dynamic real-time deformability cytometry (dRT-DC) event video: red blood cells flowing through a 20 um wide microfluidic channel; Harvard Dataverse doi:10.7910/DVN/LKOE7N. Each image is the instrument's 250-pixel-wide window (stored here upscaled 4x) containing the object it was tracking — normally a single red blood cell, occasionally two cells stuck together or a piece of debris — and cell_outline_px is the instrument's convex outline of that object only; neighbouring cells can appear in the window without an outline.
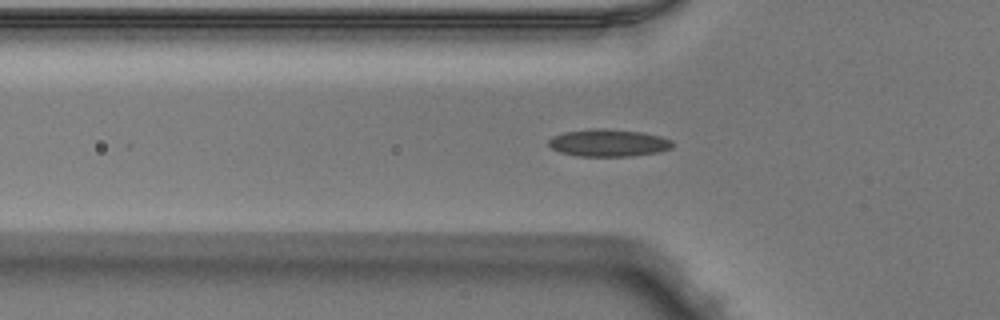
{"species": "Egyptian fruit bat (a non-hibernating species)", "species_latin": "Rousettus aegyptiacus", "temperature_condition": "warm", "stored_images_in_passage": 51, "camera_frame_rate_fps": 3000, "um_per_image_px": 0.085, "animal": {"sex": "male"}, "frame": {"image": 1, "passage_image": 17, "time_ms": 5.333, "image_size_px": [1000, 320], "cell_outline_px": [[672, 148], [656, 152], [632, 156], [580, 156], [560, 152], [552, 148], [548, 144], [548, 140], [552, 136], [564, 132], [604, 128], [640, 132], [660, 136], [672, 140]], "centroid_in_image_um": [51.71, 12.15], "position_along_channel_um": 74.1, "area_um2": 19.48}}
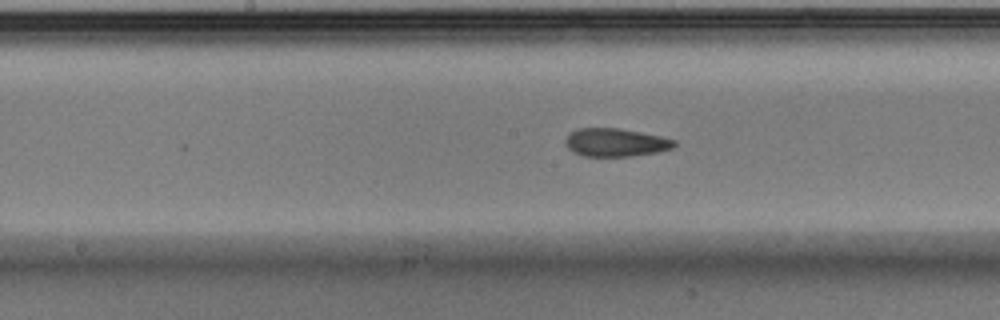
{"frame": {"image": 2, "passage_image": 26, "time_ms": 8.333, "image_size_px": [1000, 320], "cell_outline_px": [[676, 144], [672, 148], [656, 152], [632, 156], [584, 156], [572, 152], [564, 144], [564, 140], [568, 132], [576, 128], [620, 128], [660, 136], [676, 140]], "centroid_in_image_um": [52.26, 12.1], "position_along_channel_um": 195.9, "area_um2": 18.03}}
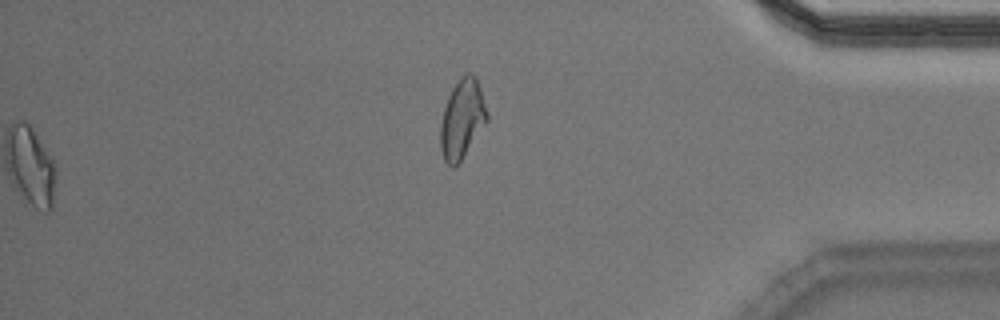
{"frame": {"image": 3, "passage_image": 51, "time_ms": 16.667, "image_size_px": [1000, 320], "cell_outline_px": [[488, 120], [460, 160], [452, 168], [444, 160], [440, 148], [440, 124], [444, 108], [448, 96], [452, 88], [460, 76], [468, 72], [472, 72], [476, 76], [488, 112]], "centroid_in_image_um": [39.27, 10.06], "position_along_channel_um": 395.9, "area_um2": 21.39}, "authors_computed_cell_mechanics": {"area_um2": 18.496, "velocity_mm_per_s": 4.0224, "shape_relaxation_time_tau1_ms": 8.7638, "shape_relaxation_time_tau2_ms": 1.5588, "deformation_change_tau1": 0.1731, "deformation_change_tau2": 0.082}}